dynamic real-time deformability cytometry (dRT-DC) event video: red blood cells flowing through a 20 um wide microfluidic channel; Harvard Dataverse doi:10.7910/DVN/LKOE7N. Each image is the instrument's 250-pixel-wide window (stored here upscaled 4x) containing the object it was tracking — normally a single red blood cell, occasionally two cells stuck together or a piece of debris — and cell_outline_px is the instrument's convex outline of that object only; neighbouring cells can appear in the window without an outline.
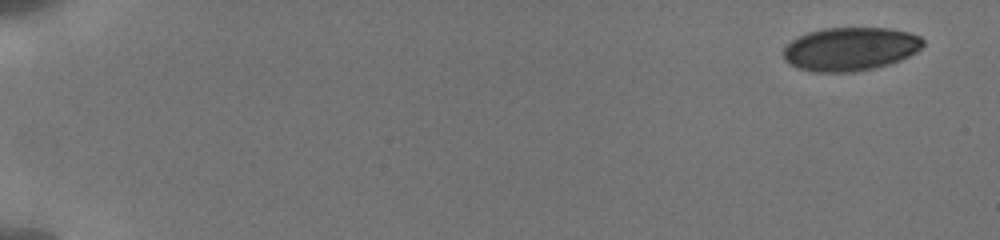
{"species": "human", "species_latin": "Homo sapiens", "temperature_condition": "cold", "stored_images_in_passage": 36, "camera_frame_rate_fps": 3000, "um_per_image_px": 0.085, "donor": {"sex": "male"}, "frame": {"image": 1, "passage_image": 1, "time_ms": 0.0, "image_size_px": [1000, 240], "cell_outline_px": [[924, 44], [916, 52], [900, 60], [876, 68], [852, 72], [812, 72], [788, 64], [784, 60], [784, 48], [792, 40], [808, 32], [824, 28], [888, 28], [908, 32], [920, 36], [924, 40]], "centroid_in_image_um": [72.28, 4.17], "position_along_channel_um": 12.7, "area_um2": 35.37}}
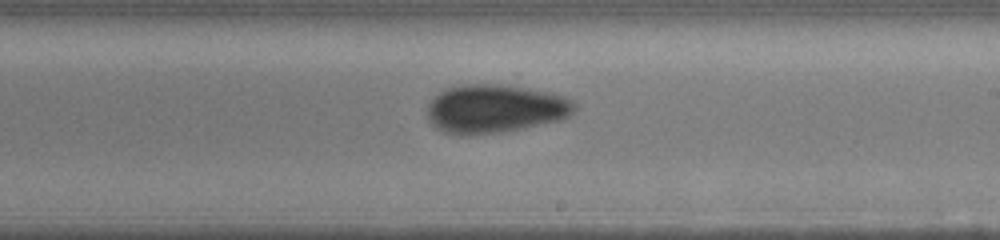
{"frame": {"image": 2, "passage_image": 21, "time_ms": 10.667, "image_size_px": [1000, 240], "cell_outline_px": [[576, 112], [560, 120], [524, 128], [500, 132], [468, 136], [460, 136], [444, 132], [436, 128], [428, 120], [428, 104], [432, 96], [444, 88], [464, 84], [500, 84], [548, 92], [564, 96], [572, 100], [576, 104]], "centroid_in_image_um": [42.04, 9.25], "position_along_channel_um": 247.0, "area_um2": 42.08}}
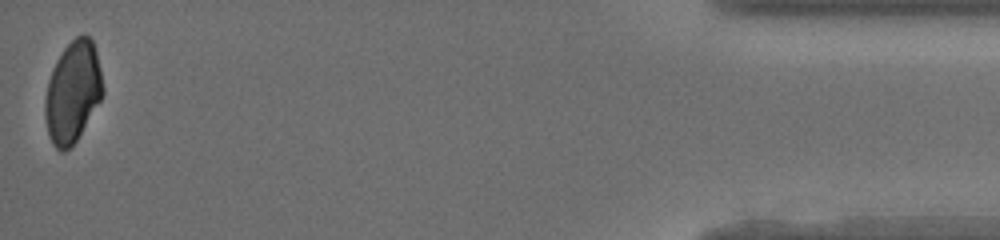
{"frame": {"image": 3, "passage_image": 36, "time_ms": 17.333, "image_size_px": [1000, 240], "cell_outline_px": [[104, 92], [100, 100], [76, 140], [64, 152], [60, 152], [52, 144], [48, 136], [44, 116], [44, 100], [48, 80], [52, 68], [56, 60], [64, 48], [76, 36], [84, 32], [92, 40], [96, 52]], "centroid_in_image_um": [6.14, 7.82], "position_along_channel_um": 429.1, "area_um2": 33.99}, "authors_computed_cell_mechanics": {"area_um2": 38.9283, "velocity_mm_per_s": 3.854, "shape_relaxation_time_tau1_ms": 4.4025, "shape_relaxation_time_tau2_ms": 0.6189, "deformation_change_tau1": 0.0977, "deformation_change_tau2": 0.0498}}